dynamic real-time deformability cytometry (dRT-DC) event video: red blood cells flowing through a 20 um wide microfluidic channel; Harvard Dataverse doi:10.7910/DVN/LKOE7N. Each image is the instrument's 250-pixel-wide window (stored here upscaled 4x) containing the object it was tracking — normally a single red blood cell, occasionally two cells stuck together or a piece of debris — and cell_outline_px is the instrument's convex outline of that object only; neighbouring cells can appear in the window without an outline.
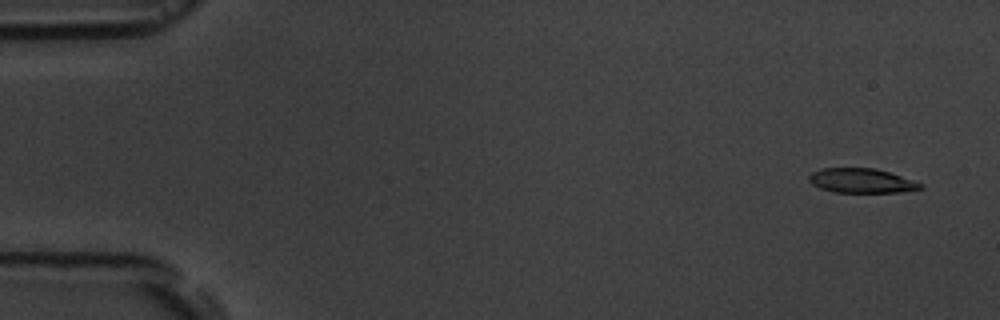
{"species": "common noctule bat (a hibernating species)", "species_latin": "Nyctalus noctula", "temperature_condition": "room temperature", "stored_images_in_passage": 4, "camera_frame_rate_fps": 3000, "um_per_image_px": 0.085, "animal": {"sex": "male", "body_mass_g": 19.5, "forearm_length_mm": 54.6}, "frame": {"image": 1, "passage_image": 1, "time_ms": 0.0, "image_size_px": [1000, 320], "cell_outline_px": [[924, 188], [900, 192], [832, 192], [820, 188], [812, 184], [808, 180], [808, 176], [812, 172], [820, 168], [876, 168], [924, 184]], "centroid_in_image_um": [73.2, 15.36], "position_along_channel_um": 11.8, "area_um2": 15.9}}
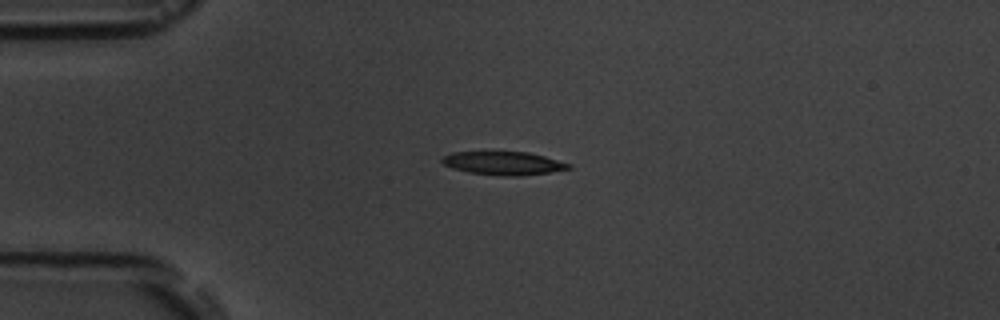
{"frame": {"image": 2, "passage_image": 4, "time_ms": 3.667, "image_size_px": [1000, 320], "cell_outline_px": [[572, 168], [548, 172], [520, 176], [500, 176], [468, 172], [452, 168], [444, 164], [440, 160], [444, 156], [452, 152], [528, 152], [544, 156], [572, 164]], "centroid_in_image_um": [42.79, 13.88], "position_along_channel_um": 42.2, "area_um2": 17.17}}